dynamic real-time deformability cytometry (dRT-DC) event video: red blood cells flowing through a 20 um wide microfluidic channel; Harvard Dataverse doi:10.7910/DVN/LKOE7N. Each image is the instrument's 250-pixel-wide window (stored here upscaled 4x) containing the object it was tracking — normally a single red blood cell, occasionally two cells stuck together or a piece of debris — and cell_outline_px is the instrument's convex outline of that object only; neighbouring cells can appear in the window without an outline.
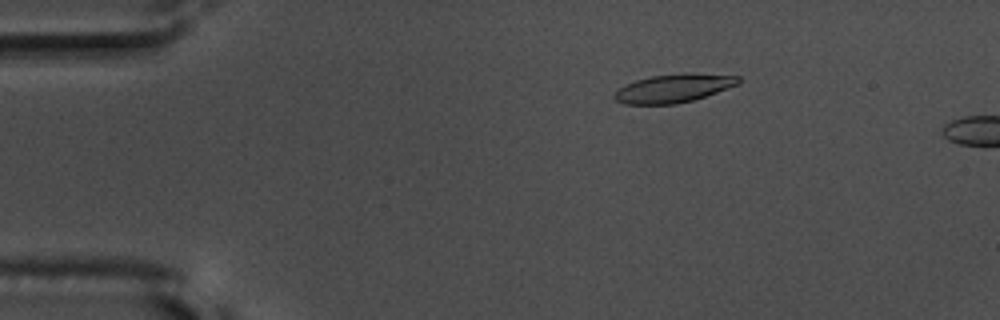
{"species": "common noctule bat (a hibernating species)", "species_latin": "Nyctalus noctula", "temperature_condition": "warm", "stored_images_in_passage": 14, "camera_frame_rate_fps": 3000, "um_per_image_px": 0.085, "animal": {"sex": "male", "body_mass_g": 17.5, "forearm_length_mm": 52.3}, "frame": {"image": 1, "passage_image": 10, "time_ms": 3.0, "image_size_px": [1000, 320], "cell_outline_px": [[740, 84], [692, 100], [676, 104], [624, 104], [616, 100], [612, 96], [612, 92], [624, 84], [636, 80], [652, 76], [684, 72], [740, 76]], "centroid_in_image_um": [57.21, 7.49], "position_along_channel_um": 27.8, "area_um2": 20.69}}